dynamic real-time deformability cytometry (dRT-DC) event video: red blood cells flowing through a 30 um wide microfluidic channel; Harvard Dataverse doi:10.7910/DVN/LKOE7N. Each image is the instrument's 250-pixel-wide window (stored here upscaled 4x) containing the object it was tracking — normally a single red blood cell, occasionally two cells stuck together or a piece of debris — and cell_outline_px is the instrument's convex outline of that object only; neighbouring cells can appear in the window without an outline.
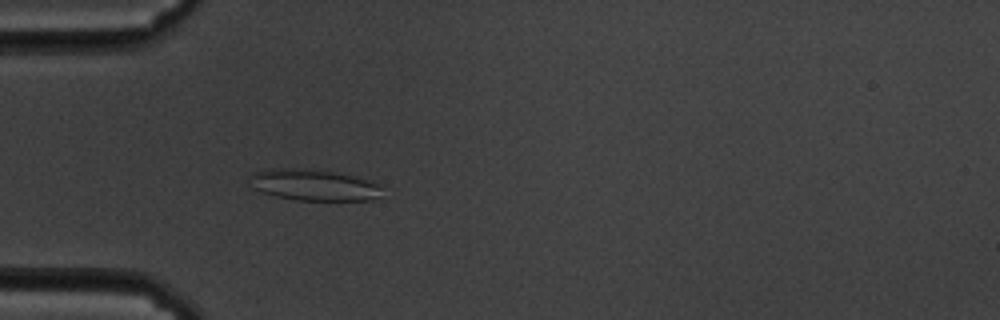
{"species": "common noctule bat (a hibernating species)", "species_latin": "Nyctalus noctula", "temperature_condition": "cold", "stored_images_in_passage": 52, "camera_frame_rate_fps": 3000, "um_per_image_px": 0.085, "animal": {"sex": "male", "body_mass_g": 19.5, "forearm_length_mm": 54.6}, "frame": {"image": 1, "passage_image": 17, "time_ms": 5.333, "image_size_px": [1000, 320], "cell_outline_px": [[380, 196], [372, 200], [296, 200], [276, 196], [252, 188], [248, 180], [252, 172], [272, 168], [304, 168], [352, 176], [380, 184]], "centroid_in_image_um": [26.6, 15.72], "position_along_channel_um": 58.4, "area_um2": 23.93}}
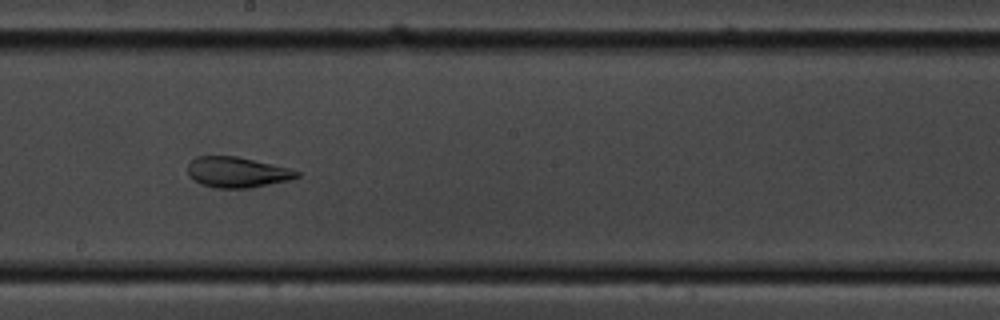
{"frame": {"image": 2, "passage_image": 32, "time_ms": 10.333, "image_size_px": [1000, 320], "cell_outline_px": [[300, 176], [288, 180], [248, 188], [216, 188], [200, 184], [188, 176], [188, 164], [196, 156], [236, 156], [288, 168], [300, 172]], "centroid_in_image_um": [20.11, 14.64], "position_along_channel_um": 228.1, "area_um2": 19.25}}
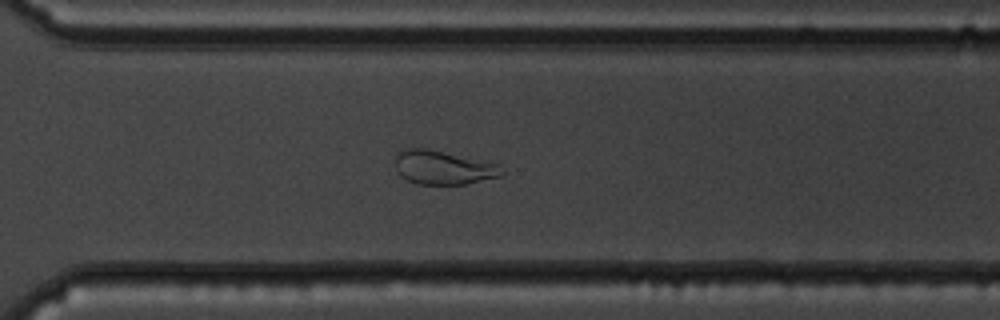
{"frame": {"image": 3, "passage_image": 41, "time_ms": 13.333, "image_size_px": [1000, 320], "cell_outline_px": [[504, 176], [468, 184], [416, 184], [400, 176], [396, 168], [396, 156], [404, 148], [428, 148], [484, 160], [500, 164], [504, 172]], "centroid_in_image_um": [37.74, 14.24], "position_along_channel_um": 332.9, "area_um2": 21.39}, "authors_computed_cell_mechanics": {"area_um2": 24.5072, "velocity_mm_per_s": 3.5031, "shape_relaxation_time_tau1_ms": null, "shape_relaxation_time_tau2_ms": 1.6852, "deformation_change_tau1": null, "deformation_change_tau2": 0.0846}}